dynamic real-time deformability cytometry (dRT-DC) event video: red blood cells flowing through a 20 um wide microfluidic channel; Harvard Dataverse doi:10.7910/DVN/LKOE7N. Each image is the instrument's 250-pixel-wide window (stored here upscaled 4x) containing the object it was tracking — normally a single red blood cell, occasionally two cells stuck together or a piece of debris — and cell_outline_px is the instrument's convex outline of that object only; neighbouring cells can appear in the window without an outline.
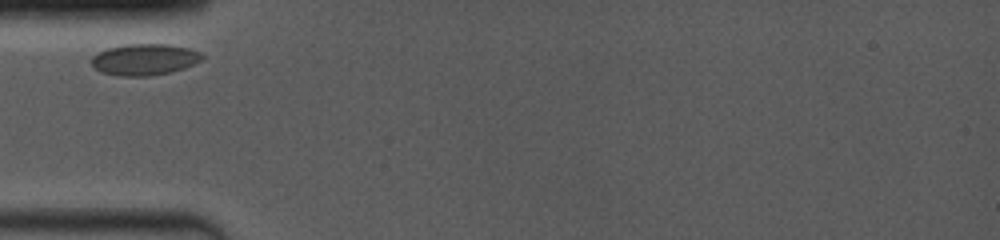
{"species": "common noctule bat (a hibernating species)", "species_latin": "Nyctalus noctula", "temperature_condition": "room temperature", "stored_images_in_passage": 9, "camera_frame_rate_fps": 4000, "um_per_image_px": 0.085, "animal": {"sex": "female", "body_mass_g": 19.0, "forearm_length_mm": 53.3}, "frame": {"image": 1, "passage_image": 1, "time_ms": 0.0, "image_size_px": [1000, 240], "cell_outline_px": [[204, 60], [184, 68], [168, 72], [148, 76], [120, 76], [100, 72], [92, 64], [92, 56], [108, 48], [124, 44], [168, 44], [188, 48], [200, 52], [204, 56]], "centroid_in_image_um": [12.31, 5.05], "position_along_channel_um": 72.7, "area_um2": 20.17}}
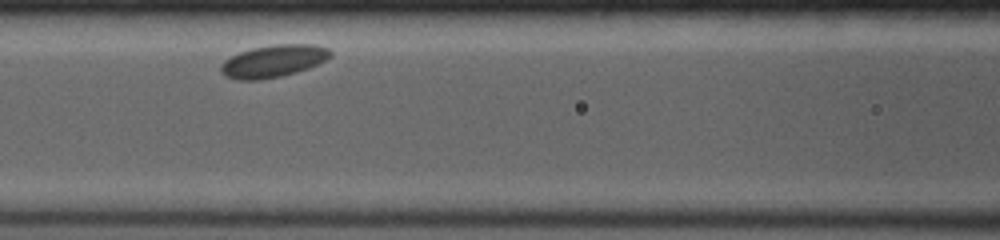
{"frame": {"image": 2, "passage_image": 7, "time_ms": 2.0, "image_size_px": [1000, 240], "cell_outline_px": [[332, 56], [308, 68], [296, 72], [280, 76], [260, 80], [236, 80], [224, 76], [220, 72], [220, 64], [224, 60], [240, 52], [252, 48], [272, 44], [316, 44], [328, 48], [332, 52]], "centroid_in_image_um": [23.21, 5.19], "position_along_channel_um": 143.4, "area_um2": 20.75}}
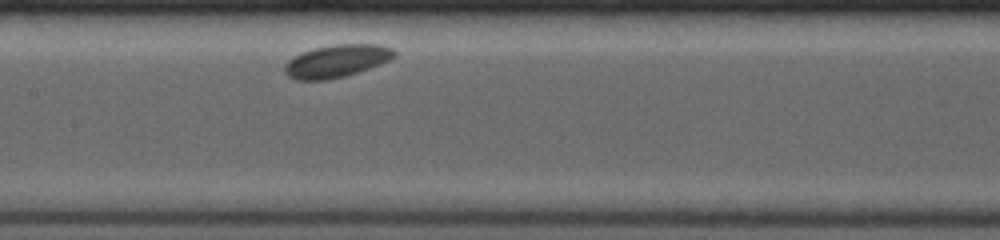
{"frame": {"image": 3, "passage_image": 9, "time_ms": 3.0, "image_size_px": [1000, 240], "cell_outline_px": [[396, 56], [380, 64], [344, 76], [324, 80], [296, 80], [288, 76], [284, 72], [284, 64], [288, 60], [300, 52], [312, 48], [336, 44], [380, 44], [392, 48], [396, 52]], "centroid_in_image_um": [28.58, 5.17], "position_along_channel_um": 178.8, "area_um2": 20.87}}